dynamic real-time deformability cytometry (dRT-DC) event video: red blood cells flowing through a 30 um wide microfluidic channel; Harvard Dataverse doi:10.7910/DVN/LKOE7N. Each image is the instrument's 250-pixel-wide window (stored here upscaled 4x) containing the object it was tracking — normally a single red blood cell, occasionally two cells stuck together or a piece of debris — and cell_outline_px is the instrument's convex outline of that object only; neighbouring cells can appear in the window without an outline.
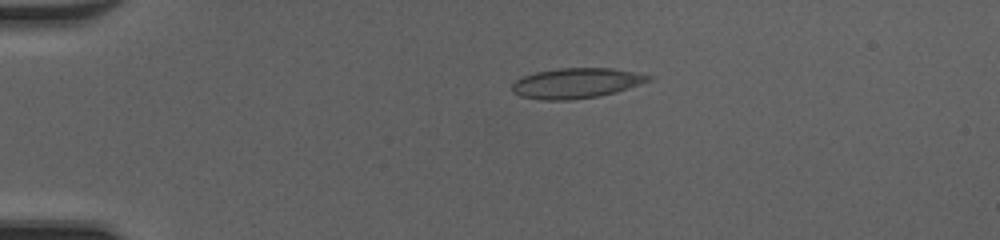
{"species": "common noctule bat (a hibernating species)", "species_latin": "Nyctalus noctula", "temperature_condition": "cold", "stored_images_in_passage": 39, "camera_frame_rate_fps": 3000, "um_per_image_px": 0.085, "animal": {"sex": "female", "body_mass_g": 20.0, "forearm_length_mm": 54.0}, "frame": {"image": 1, "passage_image": 1, "time_ms": 0.0, "image_size_px": [1000, 240], "cell_outline_px": [[652, 80], [616, 92], [596, 96], [568, 100], [540, 100], [520, 96], [512, 92], [512, 84], [516, 80], [524, 76], [536, 72], [560, 68], [612, 68], [652, 76]], "centroid_in_image_um": [48.95, 7.07], "position_along_channel_um": 36.0, "area_um2": 23.81}}
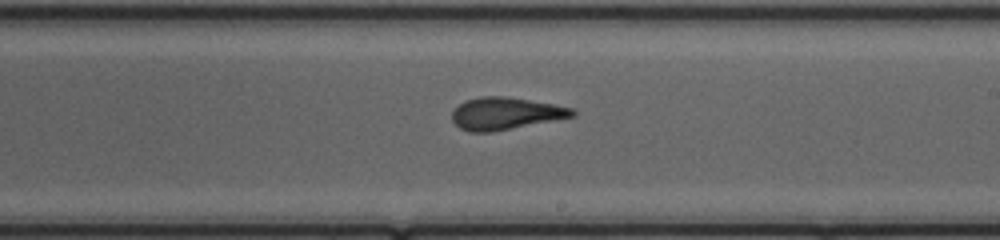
{"frame": {"image": 2, "passage_image": 20, "time_ms": 6.333, "image_size_px": [1000, 240], "cell_outline_px": [[576, 116], [492, 132], [468, 132], [460, 128], [452, 120], [452, 112], [460, 104], [468, 100], [480, 96], [504, 96], [552, 104], [572, 108], [576, 112]], "centroid_in_image_um": [42.96, 9.66], "position_along_channel_um": 246.0, "area_um2": 22.37}}
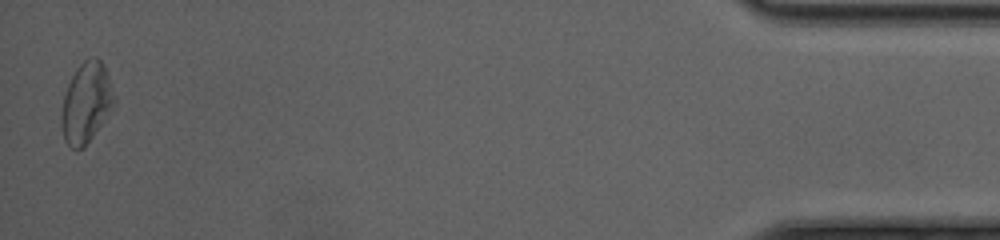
{"frame": {"image": 3, "passage_image": 39, "time_ms": 12.667, "image_size_px": [1000, 240], "cell_outline_px": [[116, 104], [84, 148], [76, 152], [64, 140], [60, 124], [60, 116], [64, 96], [68, 84], [76, 68], [84, 60], [92, 56], [96, 56], [104, 64], [116, 100]], "centroid_in_image_um": [7.32, 8.75], "position_along_channel_um": 427.9, "area_um2": 24.97}, "authors_computed_cell_mechanics": {"area_um2": 23.0622, "velocity_mm_per_s": 4.1845, "shape_relaxation_time_tau1_ms": 7.9134, "shape_relaxation_time_tau2_ms": 2.0829, "deformation_change_tau1": 0.2198, "deformation_change_tau2": 0.1019}}